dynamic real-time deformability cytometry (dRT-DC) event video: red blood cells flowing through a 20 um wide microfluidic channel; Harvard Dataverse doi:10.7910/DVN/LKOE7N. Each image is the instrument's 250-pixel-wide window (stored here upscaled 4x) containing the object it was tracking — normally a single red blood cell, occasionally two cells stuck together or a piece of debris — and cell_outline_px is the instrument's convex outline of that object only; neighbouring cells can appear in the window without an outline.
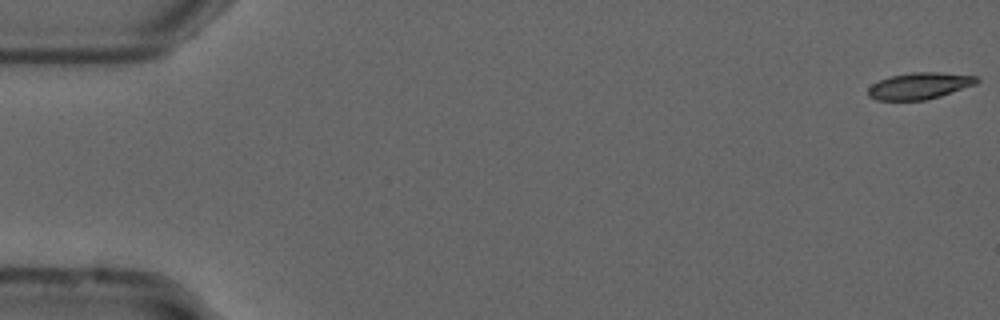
{"species": "common noctule bat (a hibernating species)", "species_latin": "Nyctalus noctula", "temperature_condition": "cold", "stored_images_in_passage": 55, "camera_frame_rate_fps": 3000, "um_per_image_px": 0.085, "animal": {"sex": "male", "forearm_length_mm": 52.5}, "frame": {"image": 1, "passage_image": 1, "time_ms": 0.0, "image_size_px": [1000, 320], "cell_outline_px": [[980, 80], [976, 84], [940, 96], [924, 100], [876, 100], [868, 96], [868, 88], [872, 84], [880, 80], [892, 76], [912, 72], [940, 72], [976, 76]], "centroid_in_image_um": [78.16, 7.29], "position_along_channel_um": 6.8, "area_um2": 16.7}}
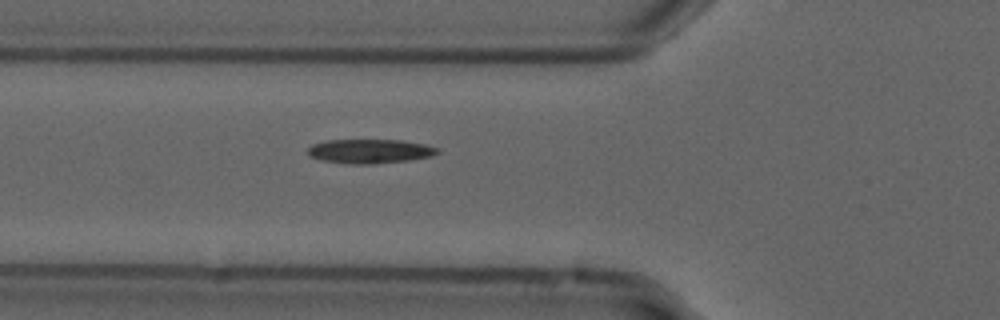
{"frame": {"image": 2, "passage_image": 20, "time_ms": 6.333, "image_size_px": [1000, 320], "cell_outline_px": [[440, 152], [432, 156], [408, 160], [372, 164], [348, 164], [324, 160], [308, 156], [308, 148], [312, 144], [328, 140], [400, 140], [424, 144], [440, 148]], "centroid_in_image_um": [31.45, 12.85], "position_along_channel_um": 94.3, "area_um2": 18.26}}
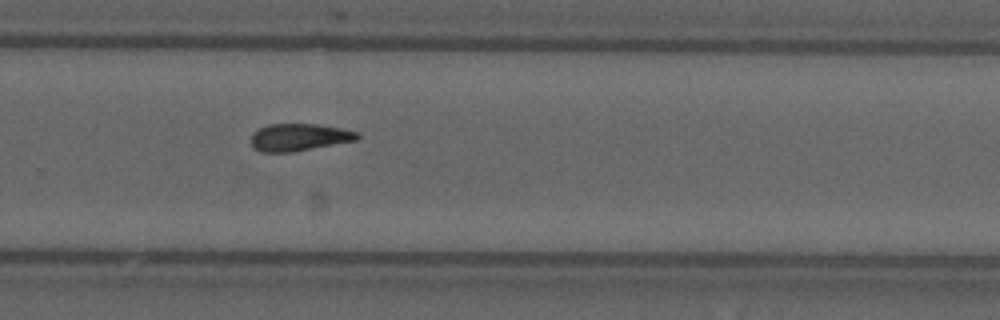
{"frame": {"image": 3, "passage_image": 37, "time_ms": 12.0, "image_size_px": [1000, 320], "cell_outline_px": [[360, 136], [356, 140], [292, 152], [260, 152], [252, 144], [252, 132], [268, 124], [316, 124], [340, 128], [356, 132]], "centroid_in_image_um": [25.4, 11.66], "position_along_channel_um": 304.4, "area_um2": 16.65}, "authors_computed_cell_mechanics": {"area_um2": 17.051, "velocity_mm_per_s": 3.7092, "shape_relaxation_time_tau1_ms": null, "shape_relaxation_time_tau2_ms": 8.9422, "deformation_change_tau1": null, "deformation_change_tau2": 0.172}}